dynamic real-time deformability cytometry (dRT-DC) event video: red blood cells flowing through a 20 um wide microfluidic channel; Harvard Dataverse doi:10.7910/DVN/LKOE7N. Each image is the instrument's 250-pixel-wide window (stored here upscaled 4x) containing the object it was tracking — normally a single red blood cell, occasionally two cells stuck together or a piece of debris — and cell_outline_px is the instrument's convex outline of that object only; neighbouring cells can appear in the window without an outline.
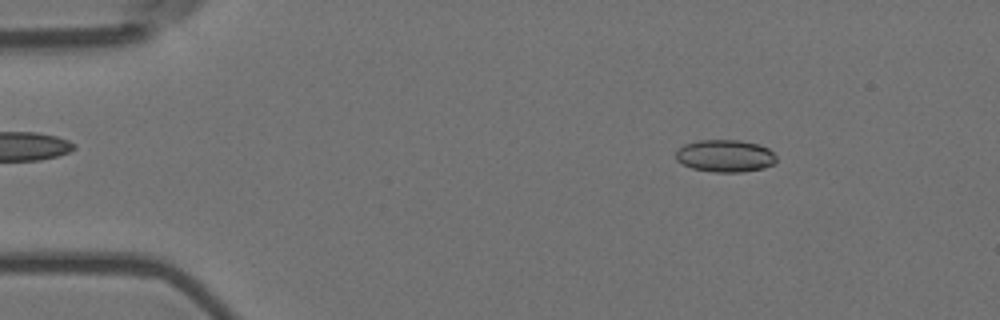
{"species": "Egyptian fruit bat (a non-hibernating species)", "species_latin": "Rousettus aegyptiacus", "temperature_condition": "room temperature", "stored_images_in_passage": 53, "camera_frame_rate_fps": 3000, "um_per_image_px": 0.085, "animal": {"sex": "female"}, "frame": {"image": 1, "passage_image": 5, "time_ms": 1.333, "image_size_px": [1000, 320], "cell_outline_px": [[776, 160], [772, 164], [764, 168], [740, 172], [712, 172], [692, 168], [680, 164], [676, 160], [676, 152], [684, 144], [700, 140], [740, 140], [760, 144], [768, 148], [776, 156]], "centroid_in_image_um": [61.62, 13.25], "position_along_channel_um": 23.4, "area_um2": 19.02}}
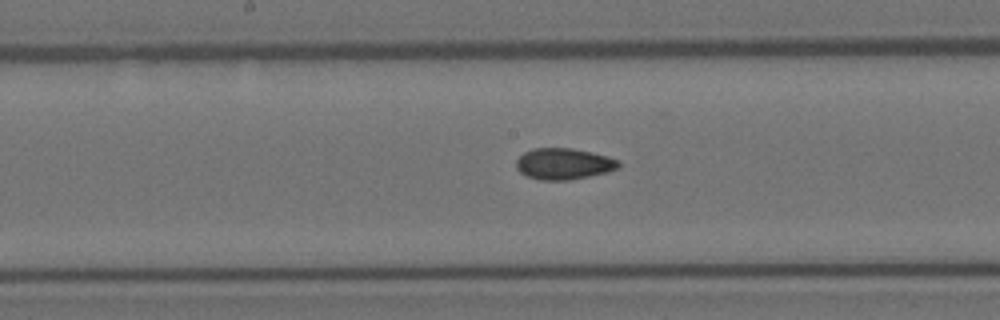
{"frame": {"image": 2, "passage_image": 26, "time_ms": 8.333, "image_size_px": [1000, 320], "cell_outline_px": [[620, 168], [608, 172], [568, 180], [540, 180], [528, 176], [520, 172], [516, 168], [516, 160], [524, 152], [532, 148], [572, 148], [592, 152], [608, 156], [620, 160]], "centroid_in_image_um": [47.94, 13.92], "position_along_channel_um": 200.3, "area_um2": 18.79}}
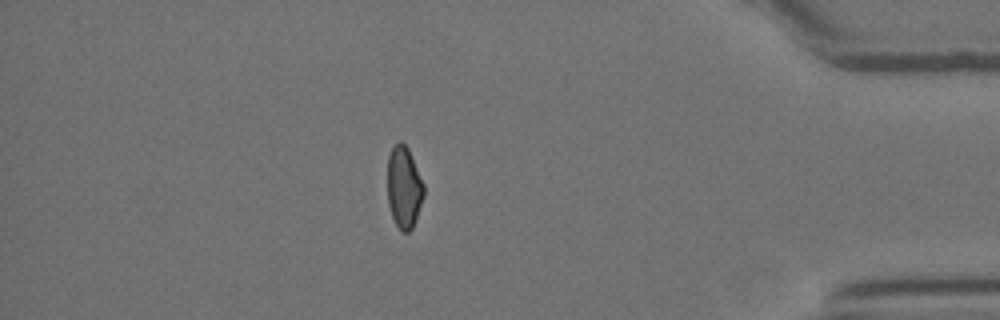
{"frame": {"image": 3, "passage_image": 46, "time_ms": 15.0, "image_size_px": [1000, 320], "cell_outline_px": [[424, 196], [416, 220], [412, 228], [408, 232], [400, 232], [392, 216], [388, 204], [388, 156], [392, 148], [400, 140], [408, 148], [424, 184]], "centroid_in_image_um": [34.34, 15.95], "position_along_channel_um": 400.9, "area_um2": 17.34}, "authors_computed_cell_mechanics": {"area_um2": 18.2648, "velocity_mm_per_s": 3.6051, "shape_relaxation_time_tau1_ms": null, "shape_relaxation_time_tau2_ms": 3.096, "deformation_change_tau1": null, "deformation_change_tau2": 0.0777}}